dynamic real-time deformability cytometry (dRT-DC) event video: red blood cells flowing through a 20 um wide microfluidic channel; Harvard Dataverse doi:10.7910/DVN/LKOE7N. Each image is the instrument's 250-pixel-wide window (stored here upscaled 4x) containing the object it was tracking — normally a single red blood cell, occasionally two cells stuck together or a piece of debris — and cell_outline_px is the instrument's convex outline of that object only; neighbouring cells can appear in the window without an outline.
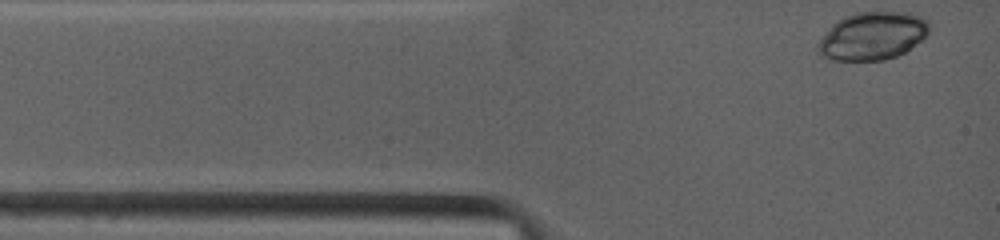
{"species": "common noctule bat (a hibernating species)", "species_latin": "Nyctalus noctula", "temperature_condition": "warm", "stored_images_in_passage": 71, "camera_frame_rate_fps": 4500, "um_per_image_px": 0.085, "animal": {"sex": "female", "body_mass_g": 19.0, "forearm_length_mm": 53.3}, "frame": {"image": 1, "passage_image": 1, "time_ms": 0.0, "image_size_px": [1000, 240], "cell_outline_px": [[928, 36], [904, 52], [896, 56], [884, 60], [828, 60], [820, 56], [816, 52], [816, 44], [828, 28], [836, 20], [844, 16], [856, 12], [912, 12], [928, 20]], "centroid_in_image_um": [74.12, 3.05], "position_along_channel_um": 10.9, "area_um2": 31.5}}
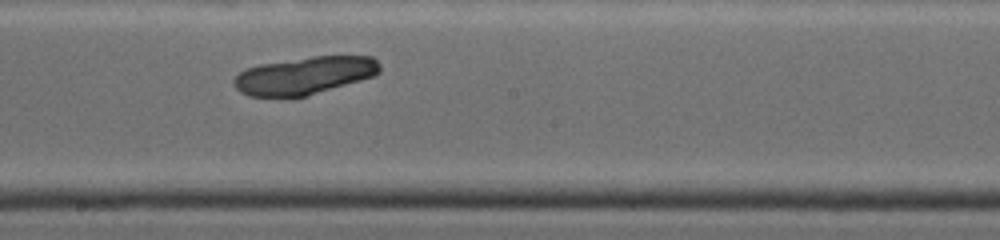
{"frame": {"image": 2, "passage_image": 41, "time_ms": 6.222, "image_size_px": [1000, 240], "cell_outline_px": [[380, 72], [372, 76], [360, 80], [304, 96], [248, 96], [240, 92], [236, 88], [232, 80], [240, 72], [248, 68], [260, 64], [312, 56], [372, 56], [380, 64]], "centroid_in_image_um": [25.88, 6.4], "position_along_channel_um": 222.3, "area_um2": 31.5}}
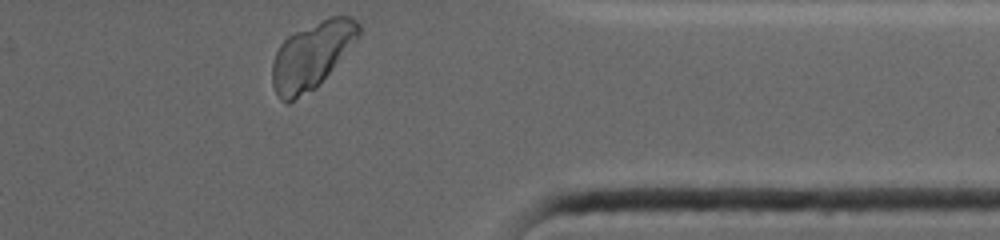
{"frame": {"image": 3, "passage_image": 70, "time_ms": 10.667, "image_size_px": [1000, 240], "cell_outline_px": [[360, 32], [316, 88], [288, 104], [280, 100], [276, 96], [272, 84], [272, 60], [280, 44], [288, 36], [328, 16], [352, 16], [360, 24]], "centroid_in_image_um": [26.43, 4.74], "position_along_channel_um": 385.0, "area_um2": 33.06}}